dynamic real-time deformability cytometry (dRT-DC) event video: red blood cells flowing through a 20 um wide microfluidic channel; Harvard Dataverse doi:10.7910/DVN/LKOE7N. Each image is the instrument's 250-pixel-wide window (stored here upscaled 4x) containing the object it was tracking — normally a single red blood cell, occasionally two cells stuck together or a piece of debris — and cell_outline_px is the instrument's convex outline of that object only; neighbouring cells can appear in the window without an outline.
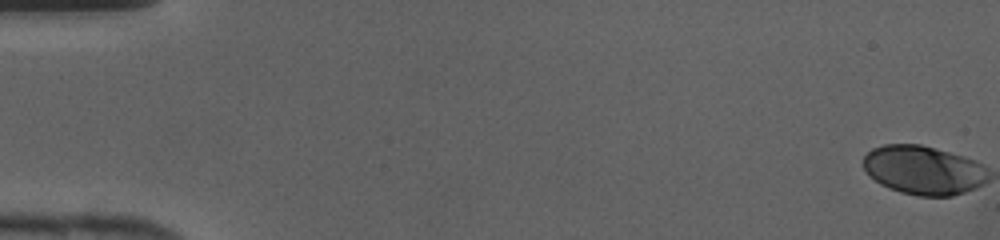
{"species": "human", "species_latin": "Homo sapiens", "temperature_condition": "cold", "stored_images_in_passage": 42, "camera_frame_rate_fps": 3000, "um_per_image_px": 0.085, "donor": {"sex": "female"}, "frame": {"image": 1, "passage_image": 1, "time_ms": 0.0, "image_size_px": [1000, 240], "cell_outline_px": [[968, 188], [960, 192], [948, 196], [928, 196], [904, 192], [892, 188], [876, 180], [868, 172], [864, 164], [864, 160], [868, 152], [876, 148], [892, 144], [912, 144], [928, 148], [940, 152]], "centroid_in_image_um": [77.67, 14.47], "position_along_channel_um": 7.3, "area_um2": 27.4}}
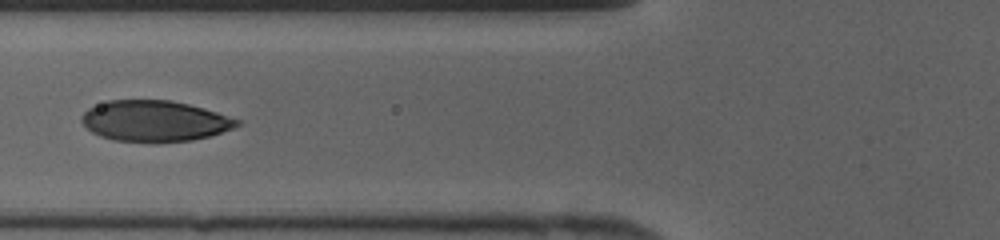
{"frame": {"image": 2, "passage_image": 18, "time_ms": 5.667, "image_size_px": [1000, 240], "cell_outline_px": [[236, 124], [216, 132], [204, 136], [184, 140], [124, 140], [108, 136], [96, 132], [84, 120], [84, 116], [92, 108], [100, 104], [120, 100], [160, 100], [184, 104], [200, 108], [212, 112], [232, 120]], "centroid_in_image_um": [13.09, 10.25], "position_along_channel_um": 112.7, "area_um2": 33.23}}
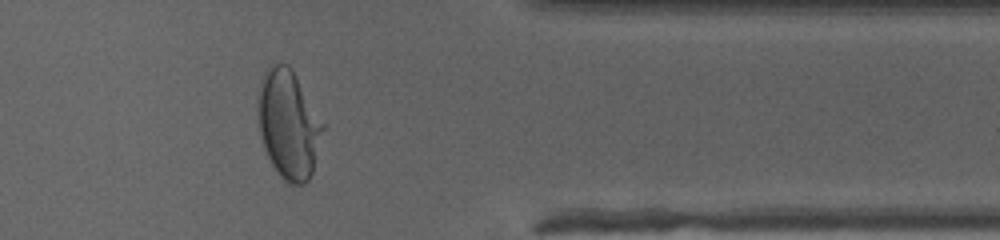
{"frame": {"image": 3, "passage_image": 36, "time_ms": 11.667, "image_size_px": [1000, 240], "cell_outline_px": [[312, 168], [308, 176], [304, 180], [292, 180], [284, 176], [280, 172], [272, 160], [264, 140], [260, 112], [264, 88], [268, 76], [272, 72], [312, 156]], "centroid_in_image_um": [24.1, 11.42], "position_along_channel_um": 387.3, "area_um2": 22.6}}